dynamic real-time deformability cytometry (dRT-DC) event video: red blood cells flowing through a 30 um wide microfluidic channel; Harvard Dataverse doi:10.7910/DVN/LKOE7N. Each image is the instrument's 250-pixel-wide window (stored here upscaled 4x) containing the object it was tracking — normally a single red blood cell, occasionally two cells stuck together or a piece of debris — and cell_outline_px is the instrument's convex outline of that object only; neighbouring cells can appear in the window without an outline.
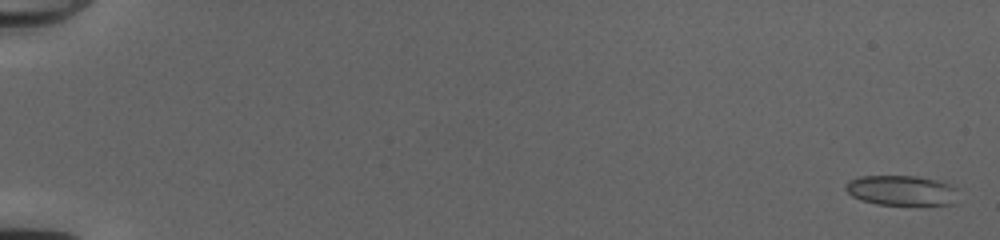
{"species": "common noctule bat (a hibernating species)", "species_latin": "Nyctalus noctula", "temperature_condition": "cold", "stored_images_in_passage": 54, "camera_frame_rate_fps": 3000, "um_per_image_px": 0.085, "animal": {"sex": "female", "body_mass_g": 20.0, "forearm_length_mm": 54.0}, "frame": {"image": 1, "passage_image": 2, "time_ms": 0.333, "image_size_px": [1000, 240], "cell_outline_px": [[956, 204], [876, 204], [860, 200], [852, 196], [844, 188], [848, 180], [860, 176], [916, 176], [936, 180], [948, 184], [956, 188]], "centroid_in_image_um": [76.59, 16.18], "position_along_channel_um": 8.4, "area_um2": 19.59}}
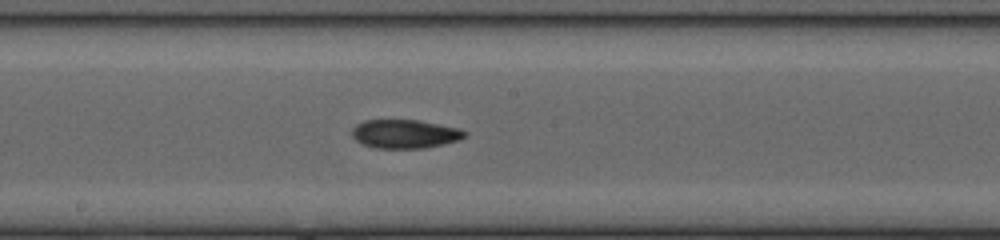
{"frame": {"image": 2, "passage_image": 32, "time_ms": 10.333, "image_size_px": [1000, 240], "cell_outline_px": [[468, 132], [460, 140], [444, 144], [424, 148], [376, 148], [364, 144], [356, 140], [352, 136], [352, 128], [356, 124], [364, 120], [420, 120], [460, 128]], "centroid_in_image_um": [34.44, 11.37], "position_along_channel_um": 213.8, "area_um2": 18.96}}
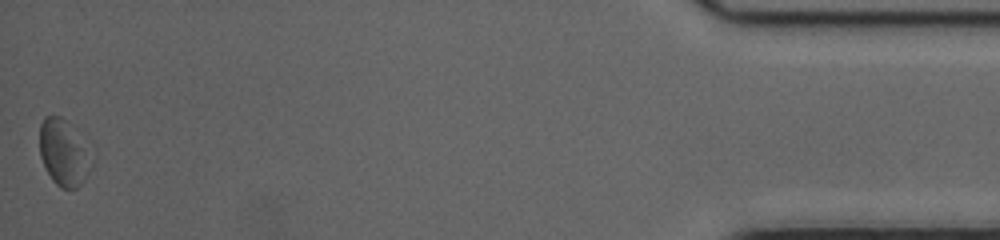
{"frame": {"image": 3, "passage_image": 54, "time_ms": 17.667, "image_size_px": [1000, 240], "cell_outline_px": [[80, 184], [76, 188], [60, 188], [52, 180], [40, 156], [40, 124], [44, 116], [52, 112], [60, 116], [64, 120], [80, 148]], "centroid_in_image_um": [5.09, 12.9], "position_along_channel_um": 430.1, "area_um2": 16.76}, "authors_computed_cell_mechanics": {"area_um2": 18.785, "velocity_mm_per_s": 4.0311, "shape_relaxation_time_tau1_ms": null, "shape_relaxation_time_tau2_ms": 6.2856, "deformation_change_tau1": null, "deformation_change_tau2": 0.1237}}